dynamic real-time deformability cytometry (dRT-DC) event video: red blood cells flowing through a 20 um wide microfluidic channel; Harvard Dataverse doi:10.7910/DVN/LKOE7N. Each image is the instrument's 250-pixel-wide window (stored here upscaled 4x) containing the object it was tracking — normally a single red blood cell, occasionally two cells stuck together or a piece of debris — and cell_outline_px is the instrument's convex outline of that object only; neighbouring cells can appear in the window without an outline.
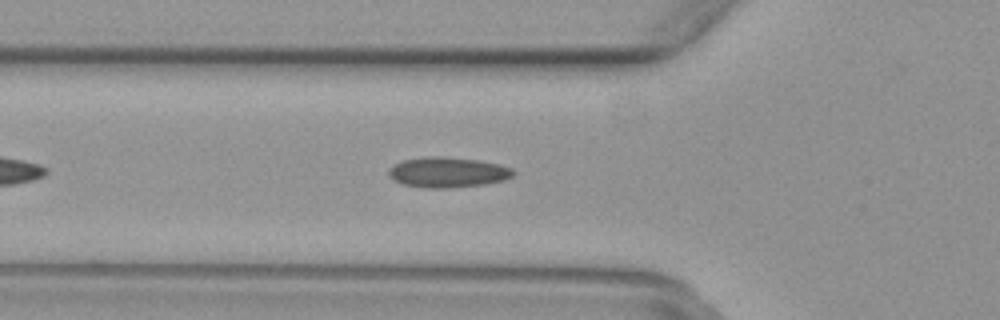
{"species": "common noctule bat (a hibernating species)", "species_latin": "Nyctalus noctula", "temperature_condition": "warm", "stored_images_in_passage": 38, "camera_frame_rate_fps": 3000, "um_per_image_px": 0.085, "animal": {"sex": "female", "body_mass_g": 29.2, "forearm_length_mm": 56.3}, "frame": {"image": 1, "passage_image": 7, "time_ms": 2.0, "image_size_px": [1000, 320], "cell_outline_px": [[516, 172], [512, 176], [504, 180], [484, 184], [448, 188], [424, 188], [404, 184], [388, 176], [388, 168], [392, 164], [400, 160], [424, 156], [444, 156], [476, 160], [500, 164], [512, 168]], "centroid_in_image_um": [38.02, 14.63], "position_along_channel_um": 87.8, "area_um2": 22.25}}
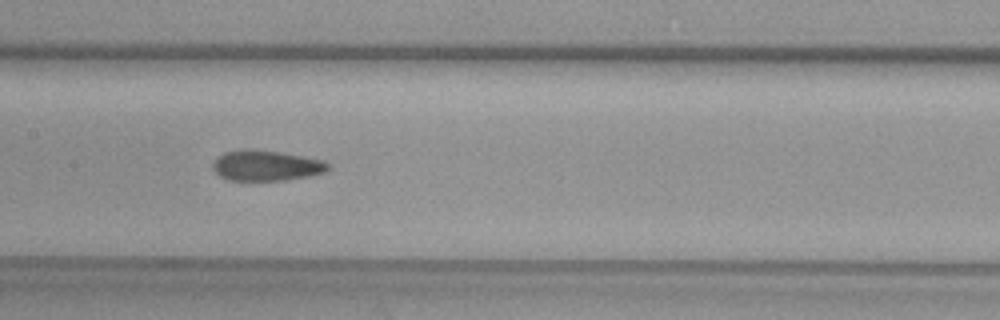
{"frame": {"image": 2, "passage_image": 14, "time_ms": 4.333, "image_size_px": [1000, 320], "cell_outline_px": [[328, 168], [324, 172], [308, 176], [284, 180], [228, 180], [220, 176], [212, 168], [212, 164], [224, 152], [244, 148], [280, 152], [324, 160], [328, 164]], "centroid_in_image_um": [22.6, 14.07], "position_along_channel_um": 184.8, "area_um2": 20.29}}
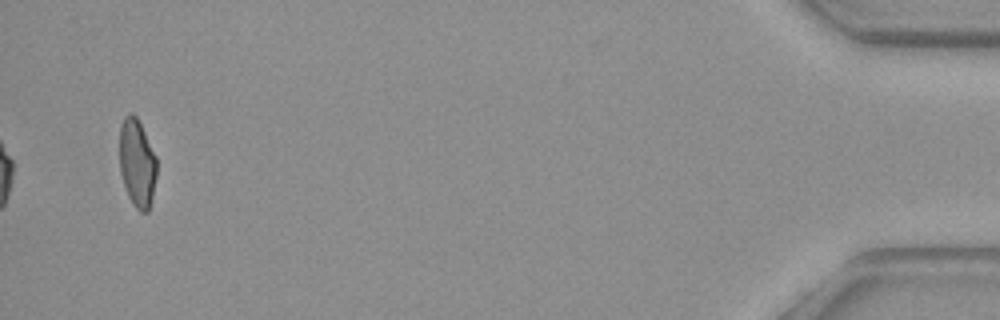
{"frame": {"image": 3, "passage_image": 38, "time_ms": 12.333, "image_size_px": [1000, 320], "cell_outline_px": [[156, 176], [152, 200], [148, 212], [140, 212], [132, 204], [128, 196], [120, 172], [120, 124], [124, 116], [128, 112], [132, 112], [136, 116], [156, 156]], "centroid_in_image_um": [11.65, 13.87], "position_along_channel_um": 423.6, "area_um2": 19.13}}